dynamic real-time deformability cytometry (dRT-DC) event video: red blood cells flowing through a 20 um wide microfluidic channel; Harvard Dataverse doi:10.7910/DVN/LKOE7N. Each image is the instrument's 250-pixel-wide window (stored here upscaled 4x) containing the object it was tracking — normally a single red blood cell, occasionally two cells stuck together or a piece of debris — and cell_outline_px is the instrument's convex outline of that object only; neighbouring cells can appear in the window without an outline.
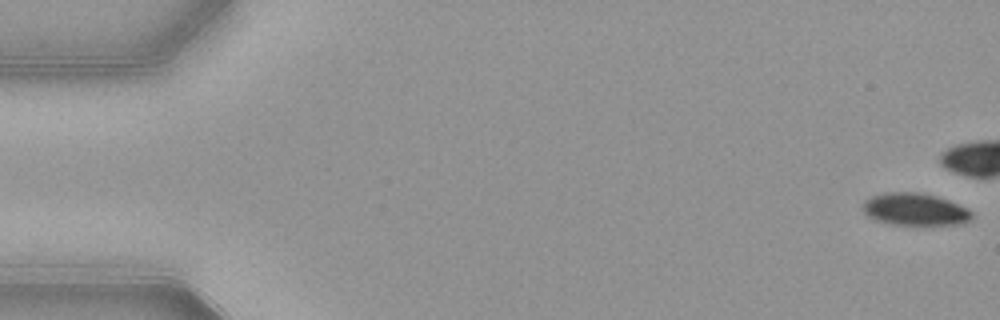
{"species": "common noctule bat (a hibernating species)", "species_latin": "Nyctalus noctula", "temperature_condition": "warm", "stored_images_in_passage": 41, "camera_frame_rate_fps": 3000, "um_per_image_px": 0.085, "animal": {"sex": "female", "body_mass_g": 21.9}, "frame": {"image": 1, "passage_image": 1, "time_ms": 0.0, "image_size_px": [1000, 320], "cell_outline_px": [[972, 216], [964, 224], [892, 224], [876, 220], [868, 216], [864, 212], [864, 200], [872, 196], [884, 192], [920, 192], [936, 196], [948, 200], [968, 208], [972, 212]], "centroid_in_image_um": [77.77, 17.78], "position_along_channel_um": 7.2, "area_um2": 20.35}}